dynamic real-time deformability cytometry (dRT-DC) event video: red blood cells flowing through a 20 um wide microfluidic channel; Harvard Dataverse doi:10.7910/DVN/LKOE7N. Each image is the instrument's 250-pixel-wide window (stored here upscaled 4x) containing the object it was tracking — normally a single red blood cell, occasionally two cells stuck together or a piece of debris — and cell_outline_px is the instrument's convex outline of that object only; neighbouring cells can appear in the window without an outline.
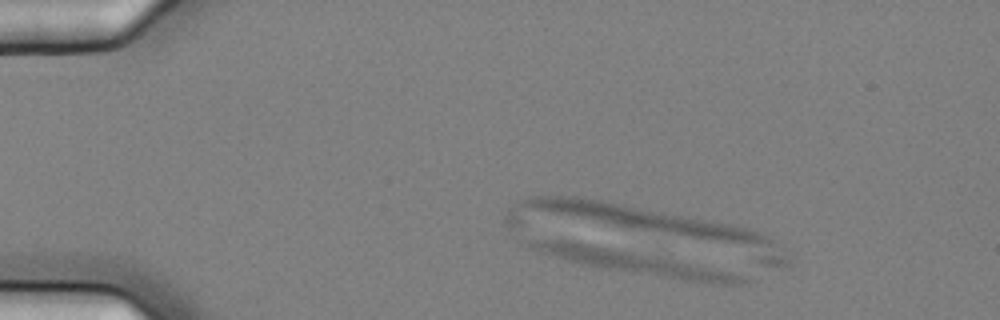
{"species": "common noctule bat (a hibernating species)", "species_latin": "Nyctalus noctula", "temperature_condition": "cold", "stored_images_in_passage": 4, "camera_frame_rate_fps": 3000, "um_per_image_px": 0.085, "animal": {"sex": "female", "body_mass_g": 25.1}, "frame": {"image": 1, "passage_image": 2, "time_ms": 0.333, "image_size_px": [1000, 320], "cell_outline_px": [[748, 284], [704, 284], [604, 268], [580, 264], [528, 248], [524, 240], [524, 236], [528, 236], [572, 240], [748, 272]], "centroid_in_image_um": [54.03, 22.25], "position_along_channel_um": 31.0, "area_um2": 31.04}}